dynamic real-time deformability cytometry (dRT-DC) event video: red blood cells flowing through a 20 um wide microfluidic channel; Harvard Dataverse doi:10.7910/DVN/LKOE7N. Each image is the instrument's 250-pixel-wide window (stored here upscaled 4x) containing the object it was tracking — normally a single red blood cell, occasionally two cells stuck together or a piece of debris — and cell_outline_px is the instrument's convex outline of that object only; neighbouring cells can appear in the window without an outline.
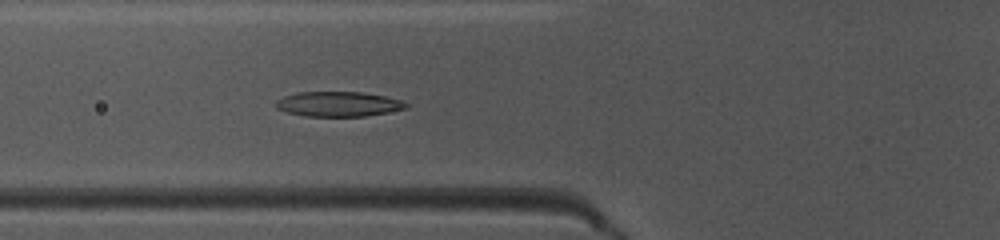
{"species": "common noctule bat (a hibernating species)", "species_latin": "Nyctalus noctula", "temperature_condition": "warm", "stored_images_in_passage": 39, "camera_frame_rate_fps": 3000, "um_per_image_px": 0.085, "animal": {"sex": "female", "body_mass_g": 10.0, "forearm_length_mm": 53.1}, "frame": {"image": 1, "passage_image": 8, "time_ms": 2.333, "image_size_px": [1000, 240], "cell_outline_px": [[408, 108], [388, 112], [364, 116], [304, 116], [288, 112], [276, 108], [276, 100], [284, 96], [296, 92], [360, 92], [384, 96], [400, 100], [408, 104]], "centroid_in_image_um": [28.74, 8.84], "position_along_channel_um": 97.1, "area_um2": 18.79}}
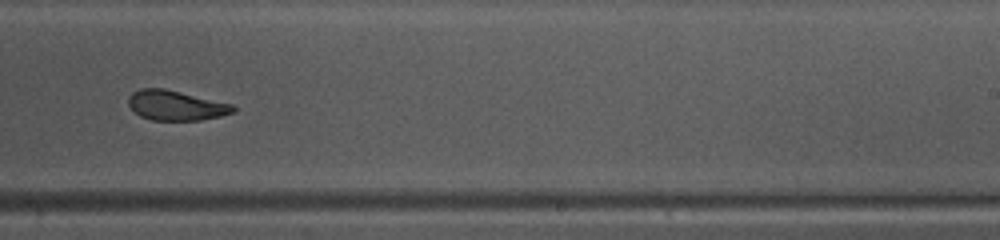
{"frame": {"image": 2, "passage_image": 21, "time_ms": 6.667, "image_size_px": [1000, 240], "cell_outline_px": [[236, 112], [220, 116], [200, 120], [152, 120], [140, 116], [128, 104], [128, 96], [132, 92], [140, 88], [164, 88], [232, 104], [236, 108]], "centroid_in_image_um": [14.95, 8.96], "position_along_channel_um": 274.1, "area_um2": 18.21}}
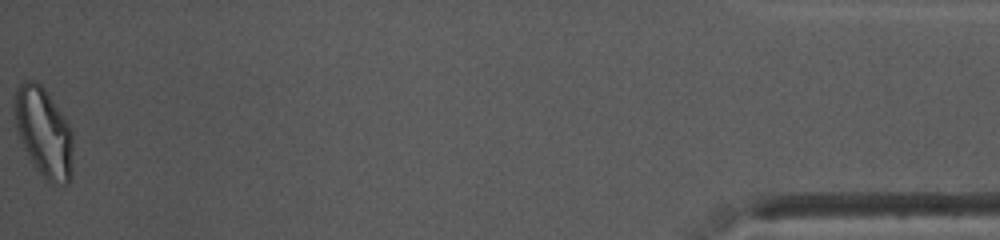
{"frame": {"image": 3, "passage_image": 39, "time_ms": 12.667, "image_size_px": [1000, 240], "cell_outline_px": [[72, 176], [68, 184], [52, 184], [32, 164], [24, 148], [16, 128], [12, 104], [16, 88], [24, 80], [36, 80], [44, 88], [68, 124], [72, 132]], "centroid_in_image_um": [3.69, 11.23], "position_along_channel_um": 431.5, "area_um2": 30.46}, "authors_computed_cell_mechanics": {"area_um2": 19.5942, "velocity_mm_per_s": 4.0807, "shape_relaxation_time_tau1_ms": 4.8087, "shape_relaxation_time_tau2_ms": 2.0373, "deformation_change_tau1": 0.1701, "deformation_change_tau2": 0.0876}}